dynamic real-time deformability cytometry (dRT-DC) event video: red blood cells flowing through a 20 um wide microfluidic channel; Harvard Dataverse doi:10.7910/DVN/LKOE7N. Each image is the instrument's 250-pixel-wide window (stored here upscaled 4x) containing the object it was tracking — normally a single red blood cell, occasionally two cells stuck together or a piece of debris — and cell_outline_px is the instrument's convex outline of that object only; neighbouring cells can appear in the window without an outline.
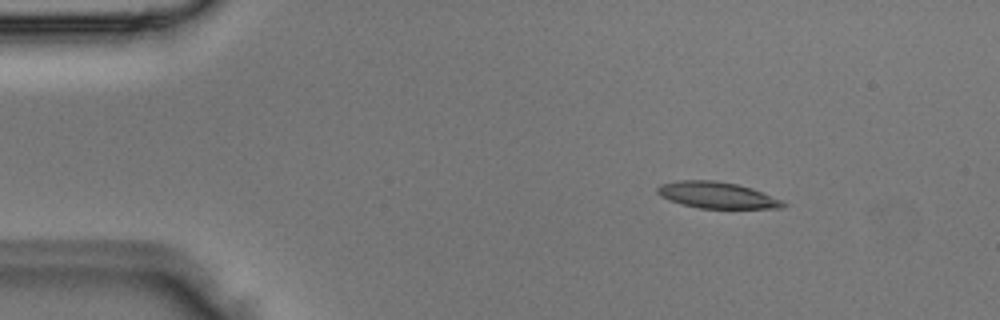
{"species": "Egyptian fruit bat (a non-hibernating species)", "species_latin": "Rousettus aegyptiacus", "temperature_condition": "room temperature", "stored_images_in_passage": 4, "camera_frame_rate_fps": 3000, "um_per_image_px": 0.085, "animal": {"sex": "male"}, "frame": {"image": 1, "passage_image": 1, "time_ms": 0.0, "image_size_px": [1000, 320], "cell_outline_px": [[788, 204], [780, 208], [700, 208], [680, 204], [660, 196], [656, 192], [656, 188], [660, 184], [680, 180], [716, 180], [736, 184], [752, 188], [780, 200]], "centroid_in_image_um": [60.89, 16.58], "position_along_channel_um": 24.1, "area_um2": 19.19}}
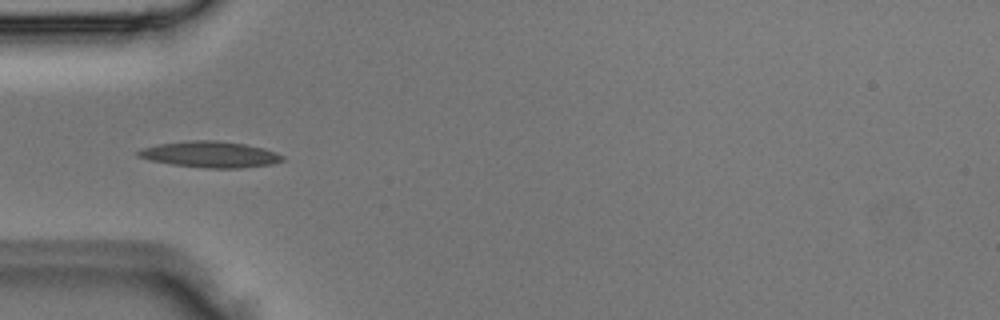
{"frame": {"image": 2, "passage_image": 3, "time_ms": 0.667, "image_size_px": [1000, 320], "cell_outline_px": [[284, 160], [272, 164], [240, 168], [208, 168], [172, 164], [148, 160], [136, 156], [136, 152], [144, 148], [156, 144], [188, 140], [216, 140], [244, 144], [264, 148], [276, 152], [284, 156]], "centroid_in_image_um": [17.85, 13.12], "position_along_channel_um": 67.1, "area_um2": 22.02}}
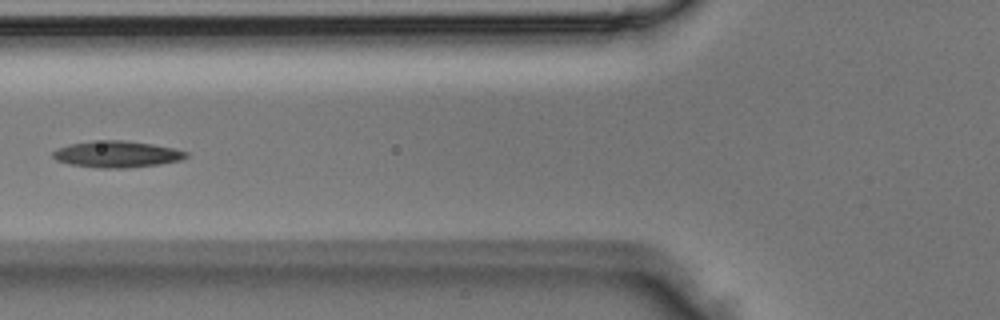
{"frame": {"image": 3, "passage_image": 4, "time_ms": 1.0, "image_size_px": [1000, 320], "cell_outline_px": [[188, 156], [180, 160], [156, 164], [128, 168], [96, 168], [68, 164], [56, 160], [52, 156], [52, 152], [56, 148], [72, 144], [92, 140], [124, 140], [152, 144], [176, 148], [188, 152]], "centroid_in_image_um": [9.9, 13.1], "position_along_channel_um": 115.9, "area_um2": 20.69}}